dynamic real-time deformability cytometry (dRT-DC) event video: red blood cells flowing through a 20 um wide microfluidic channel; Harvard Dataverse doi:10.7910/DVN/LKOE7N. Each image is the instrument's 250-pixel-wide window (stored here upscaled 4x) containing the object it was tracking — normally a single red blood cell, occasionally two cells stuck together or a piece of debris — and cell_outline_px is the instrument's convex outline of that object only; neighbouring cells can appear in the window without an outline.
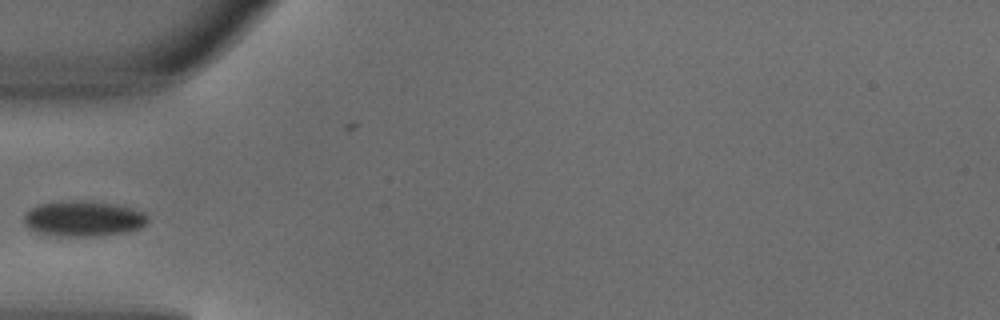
{"species": "common noctule bat (a hibernating species)", "species_latin": "Nyctalus noctula", "temperature_condition": "warm", "stored_images_in_passage": 2, "camera_frame_rate_fps": 3000, "um_per_image_px": 0.085, "animal": {"sex": "male", "body_mass_g": 18.8}, "frame": {"image": 1, "passage_image": 1, "time_ms": 0.0, "image_size_px": [1000, 320], "cell_outline_px": [[148, 220], [140, 228], [124, 232], [96, 236], [60, 236], [36, 232], [28, 228], [24, 224], [24, 216], [28, 208], [40, 204], [72, 200], [112, 204], [144, 212], [148, 216]], "centroid_in_image_um": [7.03, 18.59], "position_along_channel_um": 78.0, "area_um2": 25.32}}
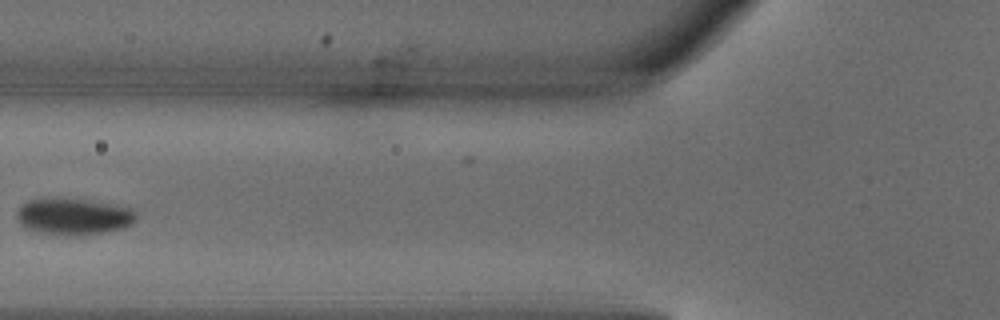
{"frame": {"image": 2, "passage_image": 2, "time_ms": 0.333, "image_size_px": [1000, 320], "cell_outline_px": [[136, 220], [132, 224], [124, 228], [76, 236], [64, 236], [36, 232], [24, 228], [20, 224], [16, 216], [16, 212], [20, 204], [28, 200], [40, 196], [84, 200], [112, 204], [132, 208], [136, 212]], "centroid_in_image_um": [6.17, 18.39], "position_along_channel_um": 119.6, "area_um2": 26.07}}